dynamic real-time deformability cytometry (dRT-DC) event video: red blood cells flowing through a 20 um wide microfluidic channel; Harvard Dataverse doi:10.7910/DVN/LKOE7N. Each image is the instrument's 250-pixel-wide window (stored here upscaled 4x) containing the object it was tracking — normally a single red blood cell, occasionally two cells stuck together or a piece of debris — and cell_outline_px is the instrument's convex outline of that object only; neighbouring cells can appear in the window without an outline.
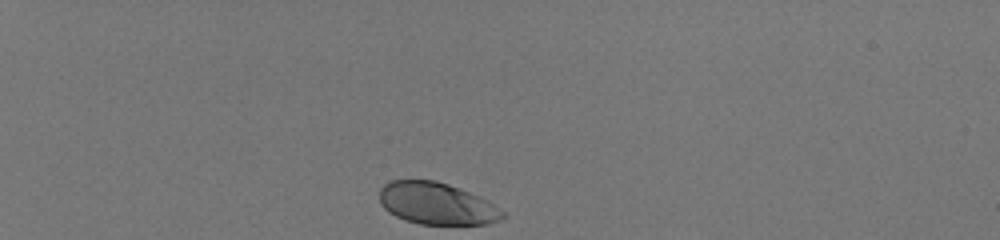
{"species": "human", "species_latin": "Homo sapiens", "temperature_condition": "room temperature", "stored_images_in_passage": 35, "camera_frame_rate_fps": 3000, "um_per_image_px": 0.085, "donor": {"sex": "male"}, "frame": {"image": 1, "passage_image": 1, "time_ms": 0.0, "image_size_px": [1000, 240], "cell_outline_px": [[504, 216], [500, 220], [488, 224], [420, 224], [404, 220], [388, 212], [380, 204], [380, 188], [384, 184], [392, 180], [436, 180], [448, 184], [488, 200], [500, 208], [504, 212]], "centroid_in_image_um": [37.11, 17.3], "position_along_channel_um": 47.9, "area_um2": 30.11}}
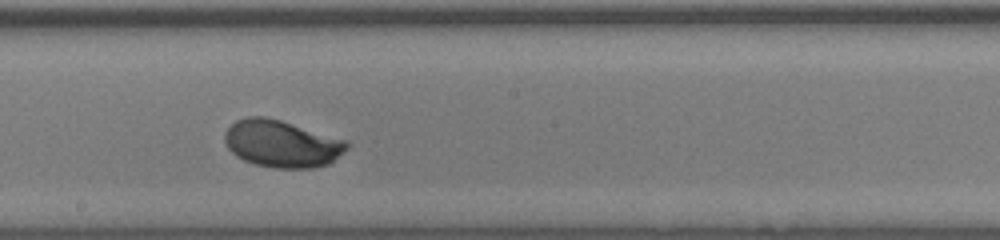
{"frame": {"image": 2, "passage_image": 20, "time_ms": 6.333, "image_size_px": [1000, 240], "cell_outline_px": [[352, 144], [348, 148], [328, 164], [312, 168], [272, 168], [256, 164], [244, 160], [236, 156], [228, 148], [224, 140], [224, 132], [236, 120], [248, 116], [264, 116], [280, 120], [348, 140]], "centroid_in_image_um": [23.96, 12.21], "position_along_channel_um": 224.2, "area_um2": 33.64}}
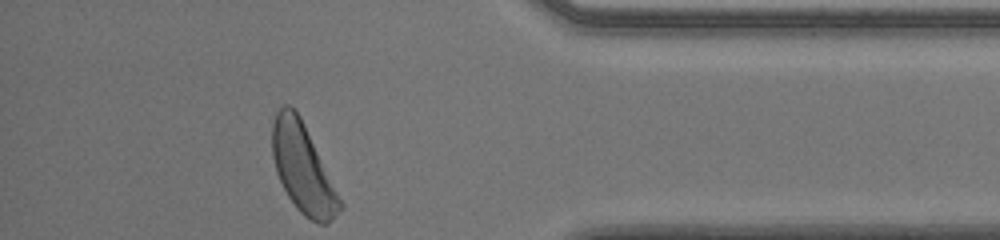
{"frame": {"image": 3, "passage_image": 35, "time_ms": 11.333, "image_size_px": [1000, 240], "cell_outline_px": [[344, 208], [328, 224], [320, 224], [304, 216], [296, 208], [288, 196], [276, 172], [272, 156], [272, 124], [276, 112], [284, 104], [288, 104], [300, 116], [344, 204]], "centroid_in_image_um": [25.75, 14.34], "position_along_channel_um": 409.4, "area_um2": 34.91}, "authors_computed_cell_mechanics": {"area_um2": 32.368, "velocity_mm_per_s": 4.009, "shape_relaxation_time_tau1_ms": 2.5623, "shape_relaxation_time_tau2_ms": null, "deformation_change_tau1": 0.1341, "deformation_change_tau2": null}}